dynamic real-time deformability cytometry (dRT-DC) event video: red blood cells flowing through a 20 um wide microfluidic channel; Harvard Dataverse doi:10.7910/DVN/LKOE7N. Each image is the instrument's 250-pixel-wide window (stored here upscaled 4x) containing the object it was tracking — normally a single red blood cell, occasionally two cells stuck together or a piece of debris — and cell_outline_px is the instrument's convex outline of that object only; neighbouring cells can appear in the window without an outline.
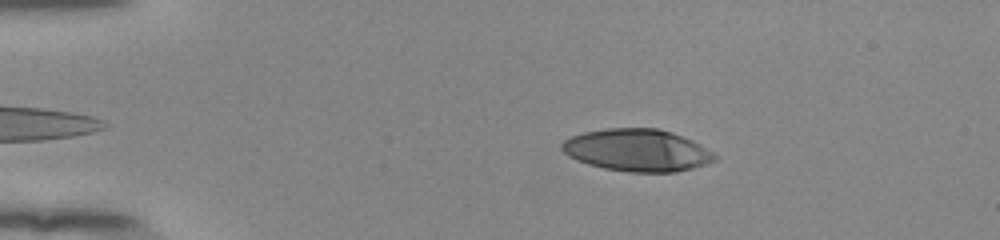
{"species": "human", "species_latin": "Homo sapiens", "temperature_condition": "room temperature", "stored_images_in_passage": 53, "camera_frame_rate_fps": 3000, "um_per_image_px": 0.085, "donor": {"sex": "female"}, "frame": {"image": 1, "passage_image": 10, "time_ms": 3.0, "image_size_px": [1000, 240], "cell_outline_px": [[720, 156], [716, 160], [708, 164], [676, 172], [628, 172], [604, 168], [588, 164], [568, 156], [560, 148], [560, 144], [564, 140], [572, 136], [584, 132], [608, 128], [656, 128], [672, 132], [692, 140], [700, 144]], "centroid_in_image_um": [54.19, 12.77], "position_along_channel_um": 30.8, "area_um2": 37.8}}
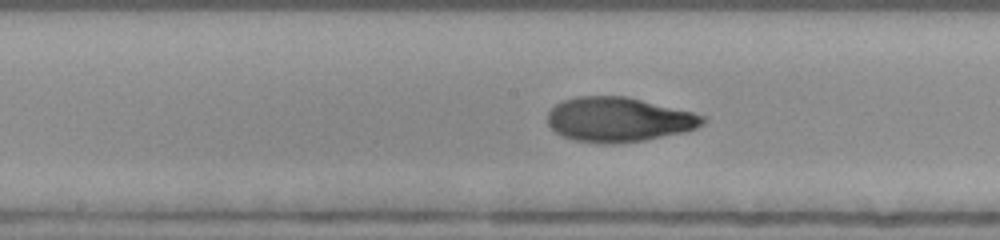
{"frame": {"image": 2, "passage_image": 28, "time_ms": 9.0, "image_size_px": [1000, 240], "cell_outline_px": [[708, 120], [704, 124], [696, 128], [684, 132], [644, 140], [612, 144], [600, 144], [572, 140], [556, 132], [548, 124], [548, 112], [556, 104], [564, 100], [576, 96], [624, 96], [692, 112], [704, 116]], "centroid_in_image_um": [52.58, 10.17], "position_along_channel_um": 195.6, "area_um2": 40.23}}
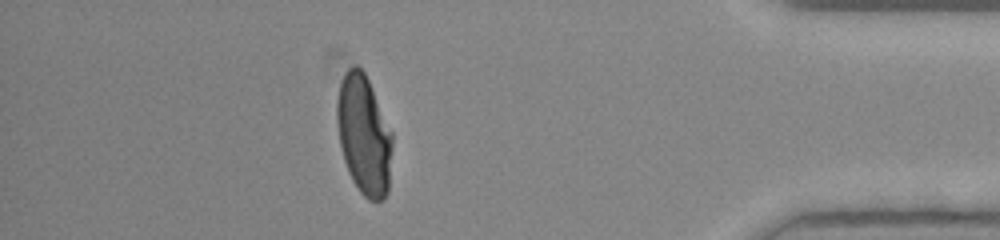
{"frame": {"image": 3, "passage_image": 47, "time_ms": 15.333, "image_size_px": [1000, 240], "cell_outline_px": [[392, 148], [388, 192], [384, 200], [368, 200], [360, 192], [352, 180], [348, 172], [344, 160], [340, 144], [336, 120], [336, 100], [340, 84], [344, 72], [348, 68], [356, 64], [364, 72], [368, 80], [392, 132]], "centroid_in_image_um": [30.92, 11.47], "position_along_channel_um": 404.3, "area_um2": 38.61}, "authors_computed_cell_mechanics": {"area_um2": 39.1884, "velocity_mm_per_s": 3.8906, "shape_relaxation_time_tau1_ms": 6.0556, "shape_relaxation_time_tau2_ms": 1.005, "deformation_change_tau1": 0.2666, "deformation_change_tau2": 0.0551}}